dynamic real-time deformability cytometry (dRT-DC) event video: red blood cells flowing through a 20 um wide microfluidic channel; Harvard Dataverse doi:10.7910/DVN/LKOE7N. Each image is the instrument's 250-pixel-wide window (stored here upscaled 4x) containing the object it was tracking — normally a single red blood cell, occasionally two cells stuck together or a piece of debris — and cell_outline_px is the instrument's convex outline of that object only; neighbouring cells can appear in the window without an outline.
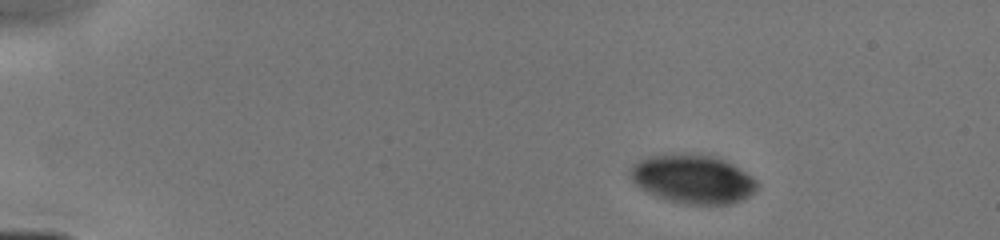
{"species": "human", "species_latin": "Homo sapiens", "temperature_condition": "cold", "stored_images_in_passage": 5, "camera_frame_rate_fps": 3000, "um_per_image_px": 0.085, "donor": {"sex": "male"}, "frame": {"image": 1, "passage_image": 2, "time_ms": 1.333, "image_size_px": [1000, 240], "cell_outline_px": [[756, 188], [748, 196], [740, 200], [728, 204], [684, 204], [668, 200], [656, 196], [640, 188], [632, 180], [628, 172], [632, 164], [648, 156], [712, 156], [724, 160], [732, 164], [756, 180]], "centroid_in_image_um": [58.84, 15.25], "position_along_channel_um": 26.2, "area_um2": 34.97}}
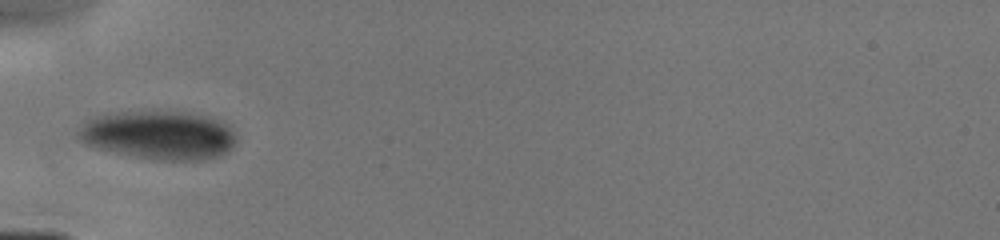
{"frame": {"image": 2, "passage_image": 5, "time_ms": 4.667, "image_size_px": [1000, 240], "cell_outline_px": [[236, 144], [228, 152], [216, 156], [200, 160], [160, 160], [136, 156], [92, 148], [84, 144], [76, 136], [76, 132], [80, 124], [84, 120], [108, 112], [184, 112], [212, 116], [228, 124], [236, 136]], "centroid_in_image_um": [13.46, 11.47], "position_along_channel_um": 71.5, "area_um2": 45.37}}